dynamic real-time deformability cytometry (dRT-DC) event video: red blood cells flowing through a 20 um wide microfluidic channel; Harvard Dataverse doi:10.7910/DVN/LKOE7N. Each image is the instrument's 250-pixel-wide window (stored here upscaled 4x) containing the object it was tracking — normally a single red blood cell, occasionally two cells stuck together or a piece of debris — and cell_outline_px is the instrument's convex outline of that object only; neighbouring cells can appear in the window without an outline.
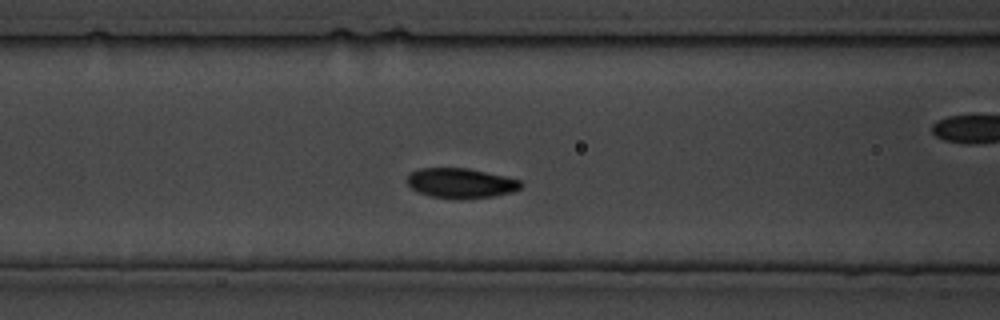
{"species": "common noctule bat (a hibernating species)", "species_latin": "Nyctalus noctula", "temperature_condition": "cold", "stored_images_in_passage": 30, "camera_frame_rate_fps": 3000, "um_per_image_px": 0.085, "animal": {"sex": "male", "body_mass_g": 19.5, "forearm_length_mm": 54.6}, "frame": {"image": 1, "passage_image": 9, "time_ms": 9.333, "image_size_px": [1000, 320], "cell_outline_px": [[524, 184], [520, 188], [512, 192], [492, 196], [460, 200], [432, 196], [420, 192], [412, 188], [404, 180], [416, 168], [468, 168], [504, 176], [520, 180]], "centroid_in_image_um": [39.16, 15.56], "position_along_channel_um": 127.4, "area_um2": 19.88}}
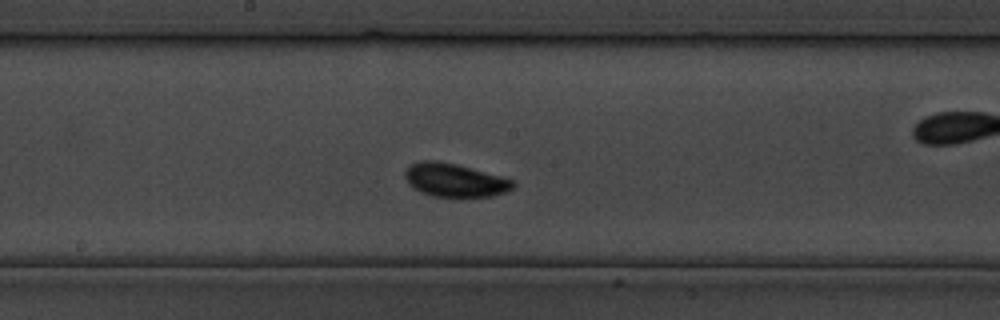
{"frame": {"image": 2, "passage_image": 13, "time_ms": 14.667, "image_size_px": [1000, 320], "cell_outline_px": [[516, 184], [512, 188], [504, 192], [492, 196], [432, 196], [420, 192], [412, 188], [408, 184], [404, 176], [404, 172], [412, 164], [420, 160], [436, 160], [456, 164], [500, 176], [512, 180]], "centroid_in_image_um": [38.6, 15.3], "position_along_channel_um": 209.6, "area_um2": 20.81}}